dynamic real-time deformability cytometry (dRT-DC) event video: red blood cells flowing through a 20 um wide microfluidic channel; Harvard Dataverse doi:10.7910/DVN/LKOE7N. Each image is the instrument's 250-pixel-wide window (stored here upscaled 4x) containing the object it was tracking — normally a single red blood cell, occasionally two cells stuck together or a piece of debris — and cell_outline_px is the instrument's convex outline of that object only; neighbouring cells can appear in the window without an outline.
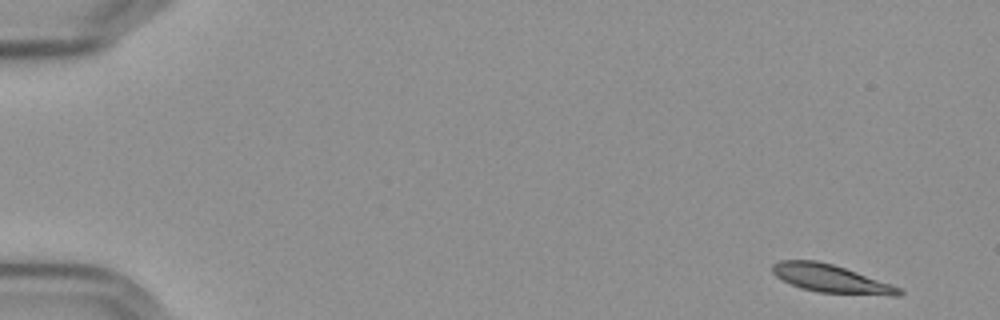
{"species": "Egyptian fruit bat (a non-hibernating species)", "species_latin": "Rousettus aegyptiacus", "temperature_condition": "cold", "stored_images_in_passage": 7, "camera_frame_rate_fps": 3000, "um_per_image_px": 0.085, "frame": {"image": 1, "passage_image": 1, "time_ms": 0.0, "image_size_px": [1000, 320], "cell_outline_px": [[904, 292], [900, 296], [892, 296], [820, 292], [800, 288], [776, 276], [772, 272], [772, 264], [780, 260], [816, 260], [832, 264], [892, 284], [900, 288]], "centroid_in_image_um": [70.65, 23.69], "position_along_channel_um": 14.4, "area_um2": 20.52}}
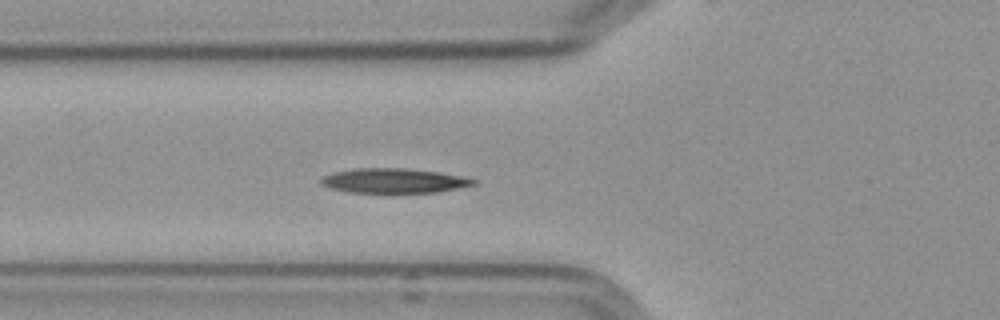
{"frame": {"image": 2, "passage_image": 6, "time_ms": 6.0, "image_size_px": [1000, 320], "cell_outline_px": [[476, 184], [436, 192], [348, 192], [332, 188], [320, 184], [320, 180], [324, 176], [332, 172], [356, 168], [408, 168], [440, 172], [464, 176], [476, 180]], "centroid_in_image_um": [33.47, 15.34], "position_along_channel_um": 92.3, "area_um2": 21.79}}